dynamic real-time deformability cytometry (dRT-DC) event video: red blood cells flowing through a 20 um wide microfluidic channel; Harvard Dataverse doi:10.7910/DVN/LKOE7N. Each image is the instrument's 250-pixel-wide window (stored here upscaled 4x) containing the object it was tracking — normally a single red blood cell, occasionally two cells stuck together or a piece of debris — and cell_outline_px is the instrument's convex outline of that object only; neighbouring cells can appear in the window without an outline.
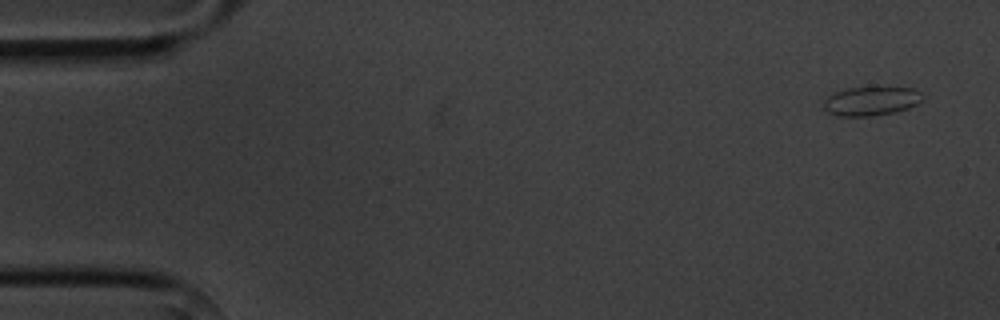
{"species": "common noctule bat (a hibernating species)", "species_latin": "Nyctalus noctula", "temperature_condition": "cold", "stored_images_in_passage": 7, "camera_frame_rate_fps": 3000, "um_per_image_px": 0.085, "animal": {"sex": "male", "body_mass_g": 20.1, "forearm_length_mm": 53.5}, "frame": {"image": 1, "passage_image": 1, "time_ms": 0.0, "image_size_px": [1000, 320], "cell_outline_px": [[924, 96], [916, 104], [908, 108], [896, 112], [872, 116], [836, 116], [828, 112], [824, 108], [824, 100], [828, 96], [836, 92], [848, 88], [916, 88]], "centroid_in_image_um": [74.04, 8.6], "position_along_channel_um": 11.0, "area_um2": 16.53}}
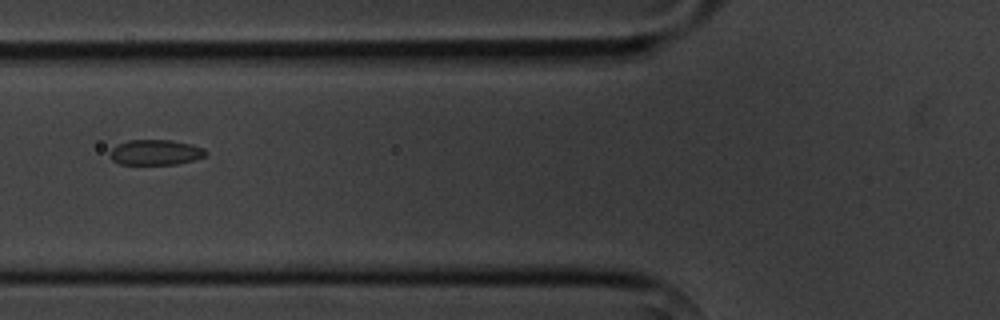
{"frame": {"image": 2, "passage_image": 6, "time_ms": 6.0, "image_size_px": [1000, 320], "cell_outline_px": [[208, 152], [204, 156], [192, 160], [176, 164], [120, 164], [112, 160], [108, 152], [116, 144], [128, 140], [172, 140], [192, 144], [204, 148]], "centroid_in_image_um": [13.19, 12.94], "position_along_channel_um": 112.6, "area_um2": 14.22}}
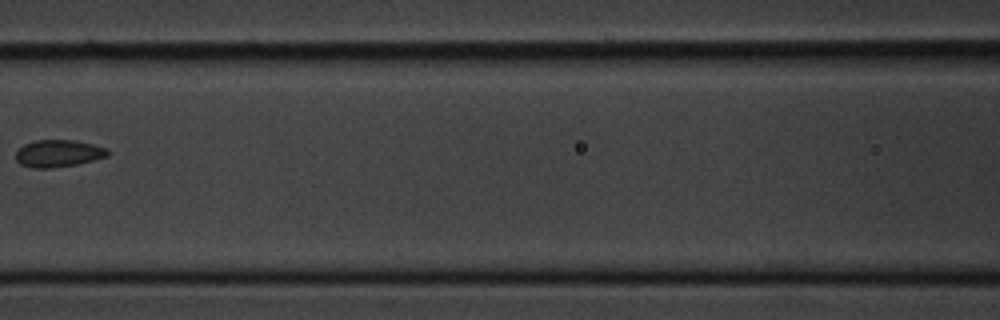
{"frame": {"image": 3, "passage_image": 7, "time_ms": 7.333, "image_size_px": [1000, 320], "cell_outline_px": [[108, 156], [76, 164], [52, 168], [32, 168], [20, 164], [16, 160], [16, 152], [24, 144], [36, 140], [76, 140], [108, 148]], "centroid_in_image_um": [4.95, 13.04], "position_along_channel_um": 161.7, "area_um2": 14.51}}